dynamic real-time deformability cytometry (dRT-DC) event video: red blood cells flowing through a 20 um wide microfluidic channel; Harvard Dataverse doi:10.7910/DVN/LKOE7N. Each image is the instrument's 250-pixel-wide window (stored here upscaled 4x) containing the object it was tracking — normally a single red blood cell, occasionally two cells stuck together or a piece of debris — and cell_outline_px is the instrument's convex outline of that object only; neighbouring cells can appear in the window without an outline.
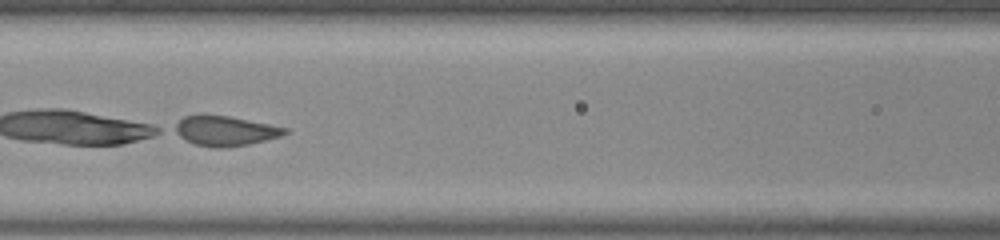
{"species": "common noctule bat (a hibernating species)", "species_latin": "Nyctalus noctula", "temperature_condition": "room temperature", "stored_images_in_passage": 47, "camera_frame_rate_fps": 3000, "um_per_image_px": 0.085, "animal": {"sex": "male", "body_mass_g": 20.0, "forearm_length_mm": 53.3}, "frame": {"image": 1, "passage_image": 20, "time_ms": 6.333, "image_size_px": [1000, 240], "cell_outline_px": [[288, 132], [280, 136], [248, 144], [224, 148], [216, 148], [196, 144], [172, 132], [168, 128], [184, 116], [228, 116], [288, 128]], "centroid_in_image_um": [19.07, 11.13], "position_along_channel_um": 147.5, "area_um2": 18.9}}
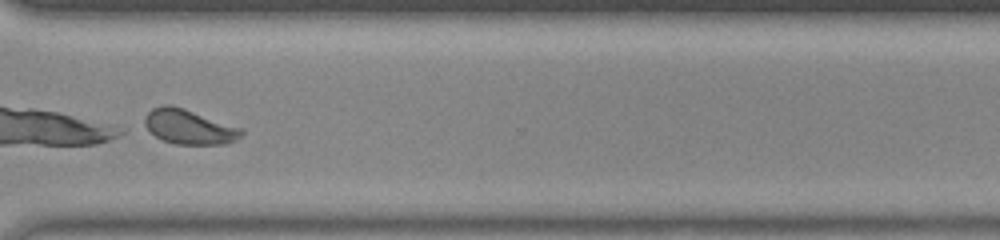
{"frame": {"image": 2, "passage_image": 36, "time_ms": 11.667, "image_size_px": [1000, 240], "cell_outline_px": [[244, 132], [240, 140], [224, 144], [176, 144], [164, 140], [156, 136], [144, 128], [144, 116], [152, 108], [164, 104], [172, 104], [244, 128]], "centroid_in_image_um": [16.1, 10.77], "position_along_channel_um": 354.5, "area_um2": 20.0}}